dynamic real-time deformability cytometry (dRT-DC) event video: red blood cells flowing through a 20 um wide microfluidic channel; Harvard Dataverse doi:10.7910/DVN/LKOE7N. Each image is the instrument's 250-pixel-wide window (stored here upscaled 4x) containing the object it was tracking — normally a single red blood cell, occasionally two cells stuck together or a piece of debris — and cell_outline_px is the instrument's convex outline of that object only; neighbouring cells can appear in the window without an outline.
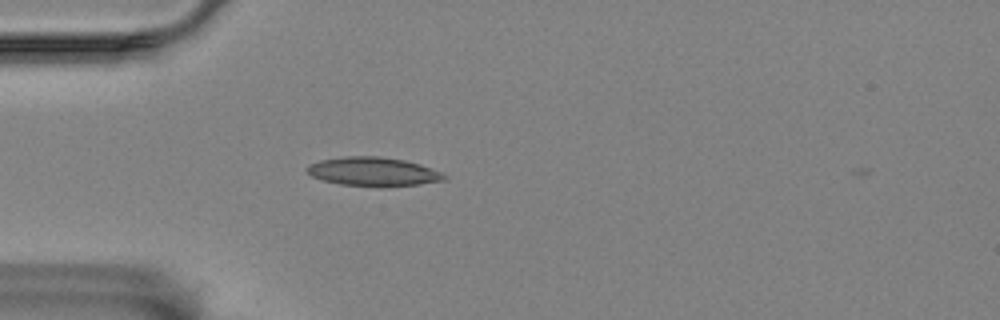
{"species": "Egyptian fruit bat (a non-hibernating species)", "species_latin": "Rousettus aegyptiacus", "temperature_condition": "room temperature", "stored_images_in_passage": 44, "camera_frame_rate_fps": 3000, "um_per_image_px": 0.085, "animal": {"sex": "female"}, "frame": {"image": 1, "passage_image": 3, "time_ms": 0.667, "image_size_px": [1000, 320], "cell_outline_px": [[448, 176], [444, 180], [420, 184], [380, 188], [340, 184], [320, 180], [312, 176], [304, 168], [308, 164], [320, 160], [344, 156], [380, 156], [404, 160], [420, 164], [444, 172]], "centroid_in_image_um": [31.73, 14.6], "position_along_channel_um": 53.3, "area_um2": 23.64}}
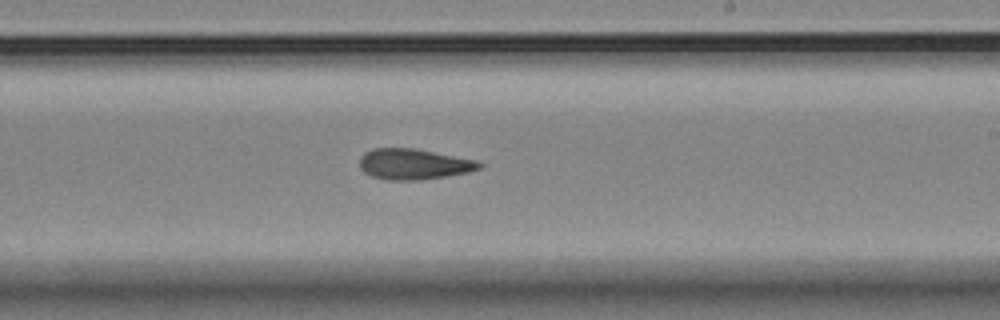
{"frame": {"image": 2, "passage_image": 21, "time_ms": 6.667, "image_size_px": [1000, 320], "cell_outline_px": [[484, 164], [480, 168], [468, 172], [420, 180], [388, 180], [372, 176], [364, 172], [360, 168], [360, 156], [364, 152], [372, 148], [416, 148], [476, 160]], "centroid_in_image_um": [35.14, 13.94], "position_along_channel_um": 253.9, "area_um2": 21.44}}
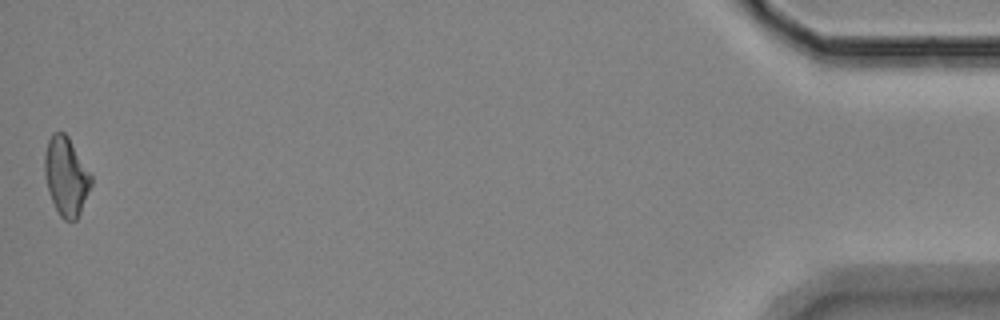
{"frame": {"image": 3, "passage_image": 44, "time_ms": 14.333, "image_size_px": [1000, 320], "cell_outline_px": [[92, 184], [80, 212], [76, 220], [64, 220], [60, 216], [48, 192], [44, 176], [44, 156], [48, 140], [52, 132], [64, 132], [68, 136], [92, 176]], "centroid_in_image_um": [5.6, 14.97], "position_along_channel_um": 429.6, "area_um2": 21.21}, "authors_computed_cell_mechanics": {"area_um2": 21.1259, "velocity_mm_per_s": 3.4625, "shape_relaxation_time_tau1_ms": null, "shape_relaxation_time_tau2_ms": 4.0856, "deformation_change_tau1": null, "deformation_change_tau2": 0.1197}}